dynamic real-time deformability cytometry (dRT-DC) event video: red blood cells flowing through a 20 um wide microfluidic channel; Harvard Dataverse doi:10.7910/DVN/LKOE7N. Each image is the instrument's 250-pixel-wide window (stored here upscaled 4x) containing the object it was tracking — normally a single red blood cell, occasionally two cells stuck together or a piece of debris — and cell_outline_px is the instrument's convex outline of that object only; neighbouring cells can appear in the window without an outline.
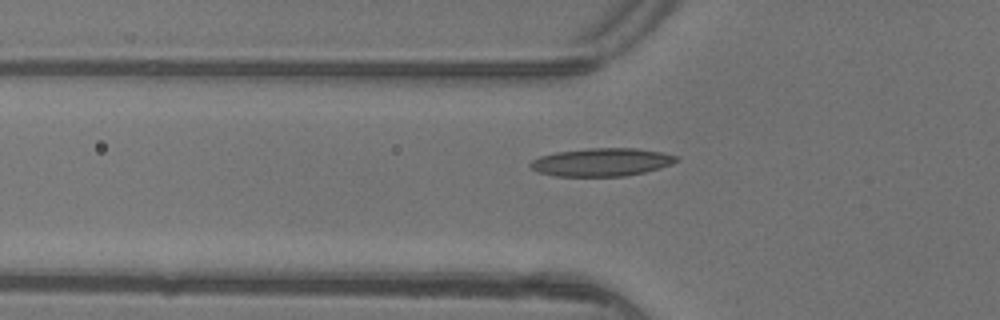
{"species": "common noctule bat (a hibernating species)", "species_latin": "Nyctalus noctula", "temperature_condition": "warm", "stored_images_in_passage": 6, "camera_frame_rate_fps": 3000, "um_per_image_px": 0.085, "animal": {"sex": "female"}, "frame": {"image": 1, "passage_image": 6, "time_ms": 1.667, "image_size_px": [1000, 320], "cell_outline_px": [[680, 160], [672, 164], [660, 168], [644, 172], [624, 176], [556, 176], [536, 172], [528, 164], [532, 160], [540, 156], [556, 152], [588, 148], [636, 148], [660, 152], [676, 156]], "centroid_in_image_um": [51.12, 13.78], "position_along_channel_um": 74.7, "area_um2": 23.87}}